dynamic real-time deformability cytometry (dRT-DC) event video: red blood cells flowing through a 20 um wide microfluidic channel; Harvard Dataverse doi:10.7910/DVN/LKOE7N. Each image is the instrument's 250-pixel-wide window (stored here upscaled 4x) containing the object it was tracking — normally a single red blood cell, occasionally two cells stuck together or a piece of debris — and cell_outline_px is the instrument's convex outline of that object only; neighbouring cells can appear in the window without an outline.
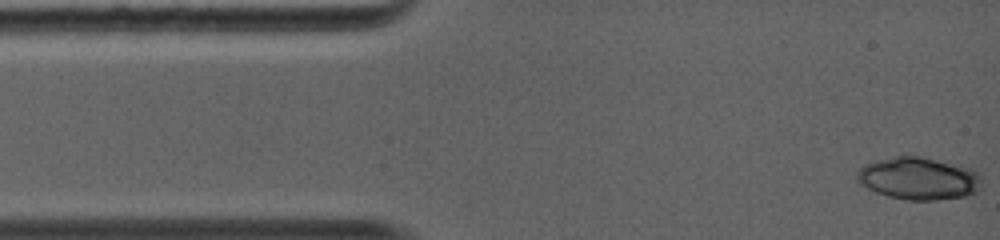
{"species": "common noctule bat (a hibernating species)", "species_latin": "Nyctalus noctula", "temperature_condition": "warm", "stored_images_in_passage": 10, "camera_frame_rate_fps": 5000, "um_per_image_px": 0.085, "animal": {"sex": "female", "body_mass_g": 19.0, "forearm_length_mm": 56.7}, "frame": {"image": 1, "passage_image": 1, "time_ms": 0.0, "image_size_px": [1000, 240], "cell_outline_px": [[980, 188], [976, 192], [964, 196], [936, 200], [908, 200], [888, 196], [876, 192], [868, 188], [856, 180], [856, 172], [860, 168], [868, 164], [880, 160], [896, 156], [920, 156], [960, 164], [972, 168], [980, 176]], "centroid_in_image_um": [78.11, 15.16], "position_along_channel_um": 6.9, "area_um2": 30.75}}
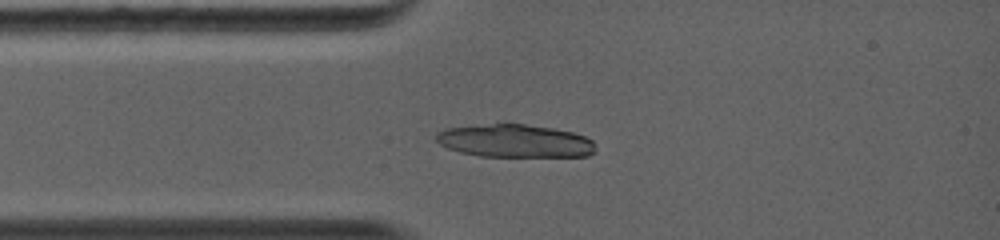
{"frame": {"image": 2, "passage_image": 10, "time_ms": 2.4, "image_size_px": [1000, 240], "cell_outline_px": [[596, 152], [588, 156], [480, 156], [460, 152], [448, 148], [440, 144], [436, 140], [436, 132], [448, 128], [504, 120], [552, 128], [572, 132], [584, 136], [592, 140]], "centroid_in_image_um": [43.73, 11.94], "position_along_channel_um": 41.3, "area_um2": 31.39}}